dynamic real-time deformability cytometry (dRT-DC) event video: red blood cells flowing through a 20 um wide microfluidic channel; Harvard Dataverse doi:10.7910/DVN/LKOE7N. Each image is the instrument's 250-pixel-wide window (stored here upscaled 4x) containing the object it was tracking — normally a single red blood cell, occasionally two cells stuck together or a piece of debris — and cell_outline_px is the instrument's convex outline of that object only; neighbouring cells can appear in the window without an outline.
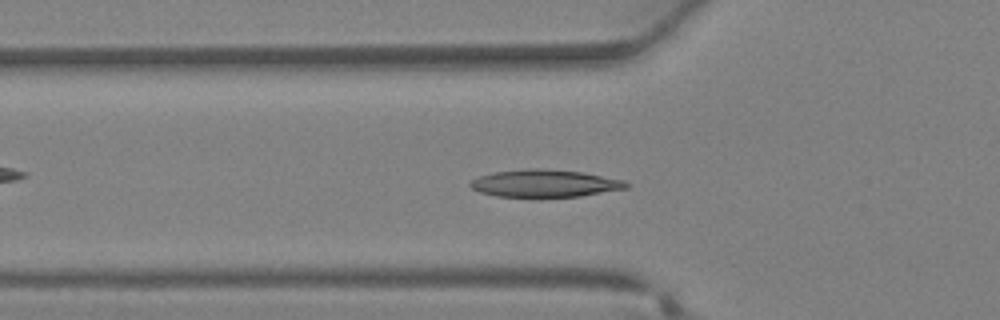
{"species": "Egyptian fruit bat (a non-hibernating species)", "species_latin": "Rousettus aegyptiacus", "temperature_condition": "warm", "stored_images_in_passage": 33, "camera_frame_rate_fps": 3000, "um_per_image_px": 0.085, "animal": {"sex": "female"}, "frame": {"image": 1, "passage_image": 8, "time_ms": 2.333, "image_size_px": [1000, 320], "cell_outline_px": [[632, 184], [628, 188], [580, 196], [496, 196], [480, 192], [472, 188], [468, 184], [472, 180], [480, 176], [492, 172], [528, 168], [540, 168], [584, 172], [624, 180]], "centroid_in_image_um": [46.34, 15.57], "position_along_channel_um": 79.5, "area_um2": 24.85}}
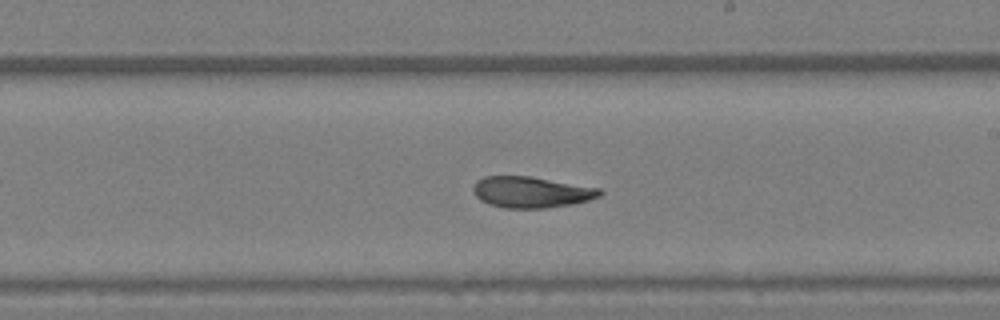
{"frame": {"image": 2, "passage_image": 17, "time_ms": 5.333, "image_size_px": [1000, 320], "cell_outline_px": [[604, 192], [600, 196], [588, 200], [572, 204], [544, 208], [504, 208], [488, 204], [480, 200], [472, 192], [472, 188], [476, 180], [484, 176], [532, 176], [600, 188]], "centroid_in_image_um": [45.14, 16.32], "position_along_channel_um": 243.9, "area_um2": 23.18}}
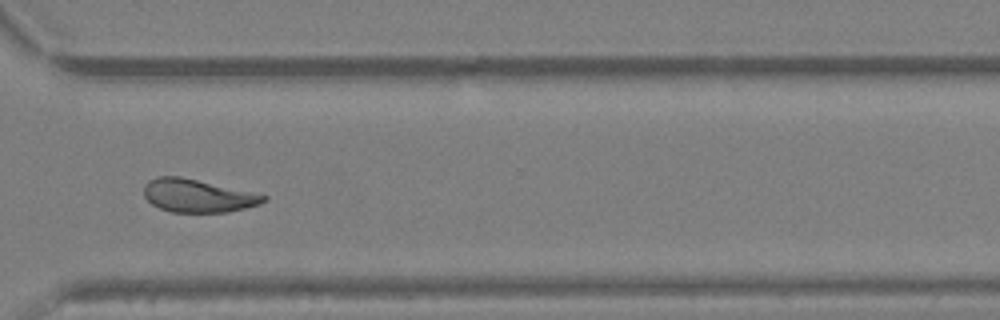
{"frame": {"image": 3, "passage_image": 23, "time_ms": 7.333, "image_size_px": [1000, 320], "cell_outline_px": [[268, 200], [260, 204], [228, 212], [172, 212], [160, 208], [152, 204], [144, 196], [144, 184], [148, 180], [156, 176], [180, 176], [268, 196]], "centroid_in_image_um": [16.77, 16.63], "position_along_channel_um": 353.8, "area_um2": 22.89}}